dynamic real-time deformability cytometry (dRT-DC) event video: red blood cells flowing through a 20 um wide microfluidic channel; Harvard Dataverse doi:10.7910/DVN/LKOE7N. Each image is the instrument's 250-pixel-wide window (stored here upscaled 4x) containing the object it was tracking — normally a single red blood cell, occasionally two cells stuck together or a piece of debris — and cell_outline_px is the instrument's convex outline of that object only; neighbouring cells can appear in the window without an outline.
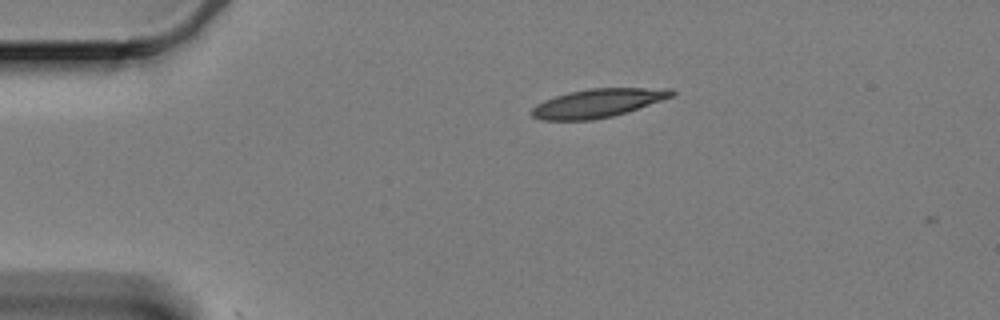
{"species": "Egyptian fruit bat (a non-hibernating species)", "species_latin": "Rousettus aegyptiacus", "temperature_condition": "cold", "stored_images_in_passage": 2, "camera_frame_rate_fps": 3000, "um_per_image_px": 0.085, "animal": {"sex": "female"}, "frame": {"image": 1, "passage_image": 1, "time_ms": 0.0, "image_size_px": [1000, 320], "cell_outline_px": [[676, 92], [672, 96], [612, 116], [592, 120], [540, 120], [532, 116], [528, 112], [536, 104], [544, 100], [568, 92], [588, 88], [672, 88]], "centroid_in_image_um": [50.73, 8.76], "position_along_channel_um": 34.3, "area_um2": 23.12}}